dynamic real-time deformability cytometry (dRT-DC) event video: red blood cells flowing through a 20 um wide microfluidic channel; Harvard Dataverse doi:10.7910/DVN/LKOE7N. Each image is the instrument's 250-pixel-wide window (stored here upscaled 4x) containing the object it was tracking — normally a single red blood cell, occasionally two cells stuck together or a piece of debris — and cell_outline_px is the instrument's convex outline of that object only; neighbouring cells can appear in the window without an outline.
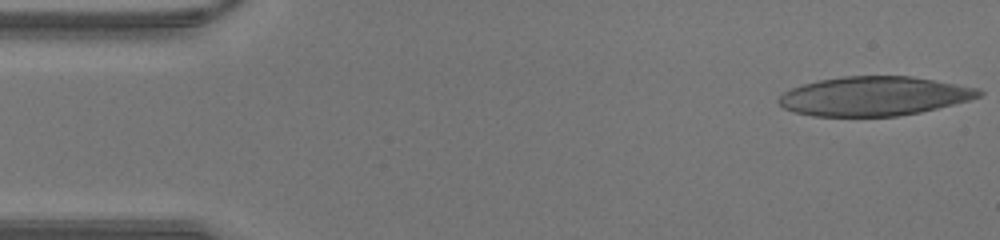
{"species": "human", "species_latin": "Homo sapiens", "temperature_condition": "warm", "stored_images_in_passage": 40, "camera_frame_rate_fps": 3000, "um_per_image_px": 0.085, "donor": {"sex": "male"}, "frame": {"image": 1, "passage_image": 1, "time_ms": 0.0, "image_size_px": [1000, 240], "cell_outline_px": [[984, 92], [980, 96], [968, 100], [920, 112], [896, 116], [812, 116], [796, 112], [784, 108], [776, 100], [784, 92], [792, 88], [804, 84], [820, 80], [844, 76], [912, 76], [980, 88]], "centroid_in_image_um": [74.3, 8.17], "position_along_channel_um": 10.7, "area_um2": 45.43}}
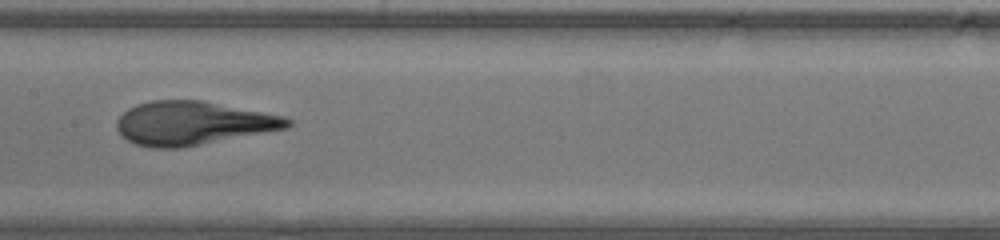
{"frame": {"image": 2, "passage_image": 20, "time_ms": 6.333, "image_size_px": [1000, 240], "cell_outline_px": [[292, 124], [288, 128], [180, 148], [152, 148], [136, 144], [120, 136], [116, 128], [116, 120], [128, 108], [136, 104], [152, 100], [204, 100], [284, 116], [292, 120]], "centroid_in_image_um": [16.37, 10.46], "position_along_channel_um": 191.0, "area_um2": 43.52}}
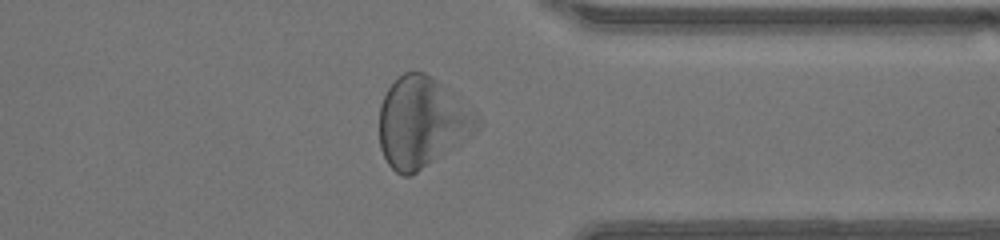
{"frame": {"image": 3, "passage_image": 32, "time_ms": 10.333, "image_size_px": [1000, 240], "cell_outline_px": [[484, 124], [476, 132], [416, 172], [408, 176], [404, 176], [396, 172], [388, 164], [380, 148], [380, 104], [388, 88], [404, 72], [424, 72], [436, 80], [472, 108], [484, 120]], "centroid_in_image_um": [35.89, 10.39], "position_along_channel_um": 375.5, "area_um2": 51.1}}